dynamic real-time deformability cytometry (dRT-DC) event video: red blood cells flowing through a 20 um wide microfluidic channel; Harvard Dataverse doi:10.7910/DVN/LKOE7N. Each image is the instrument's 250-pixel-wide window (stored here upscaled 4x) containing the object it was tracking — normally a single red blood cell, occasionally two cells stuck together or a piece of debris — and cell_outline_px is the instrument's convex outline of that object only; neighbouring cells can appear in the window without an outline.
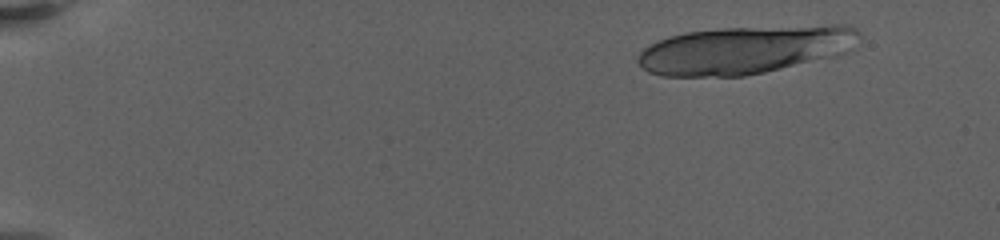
{"species": "human", "species_latin": "Homo sapiens", "temperature_condition": "warm", "stored_images_in_passage": 15, "camera_frame_rate_fps": 3000, "um_per_image_px": 0.085, "donor": {"sex": "female"}, "frame": {"image": 1, "passage_image": 3, "time_ms": 2.0, "image_size_px": [1000, 240], "cell_outline_px": [[860, 36], [824, 56], [780, 68], [764, 72], [744, 76], [660, 76], [648, 72], [636, 60], [636, 56], [648, 44], [668, 36], [688, 32], [720, 28], [832, 24], [848, 24], [856, 28], [860, 32]], "centroid_in_image_um": [63.1, 4.21], "position_along_channel_um": 21.9, "area_um2": 60.57}}
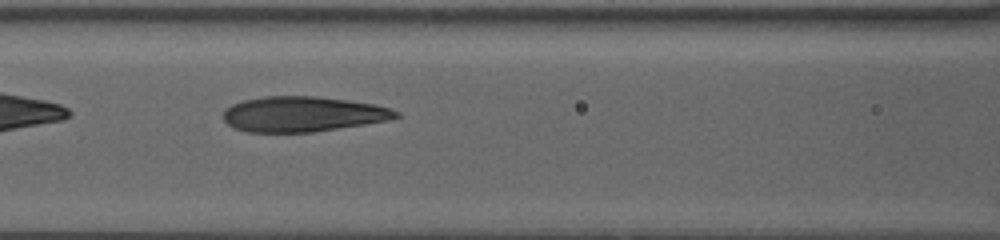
{"frame": {"image": 2, "passage_image": 11, "time_ms": 10.0, "image_size_px": [1000, 240], "cell_outline_px": [[400, 116], [388, 120], [364, 124], [312, 132], [248, 132], [232, 128], [224, 120], [224, 108], [232, 104], [244, 100], [264, 96], [316, 96], [348, 100], [372, 104], [388, 108], [400, 112]], "centroid_in_image_um": [25.69, 9.7], "position_along_channel_um": 140.9, "area_um2": 35.37}}
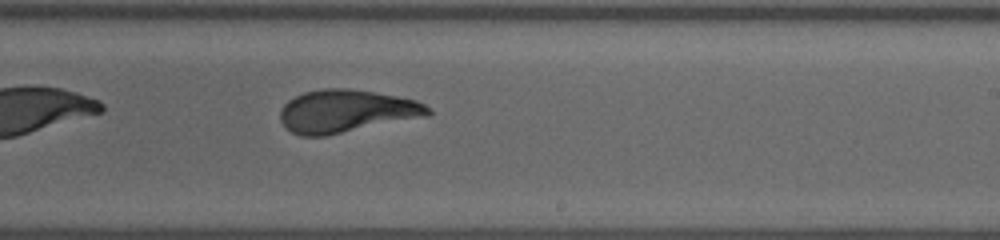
{"frame": {"image": 3, "passage_image": 15, "time_ms": 13.667, "image_size_px": [1000, 240], "cell_outline_px": [[432, 112], [428, 116], [324, 136], [300, 136], [292, 132], [280, 120], [280, 112], [284, 104], [288, 100], [304, 92], [324, 88], [348, 88], [396, 96], [416, 100], [424, 104]], "centroid_in_image_um": [29.42, 9.45], "position_along_channel_um": 259.6, "area_um2": 36.59}}